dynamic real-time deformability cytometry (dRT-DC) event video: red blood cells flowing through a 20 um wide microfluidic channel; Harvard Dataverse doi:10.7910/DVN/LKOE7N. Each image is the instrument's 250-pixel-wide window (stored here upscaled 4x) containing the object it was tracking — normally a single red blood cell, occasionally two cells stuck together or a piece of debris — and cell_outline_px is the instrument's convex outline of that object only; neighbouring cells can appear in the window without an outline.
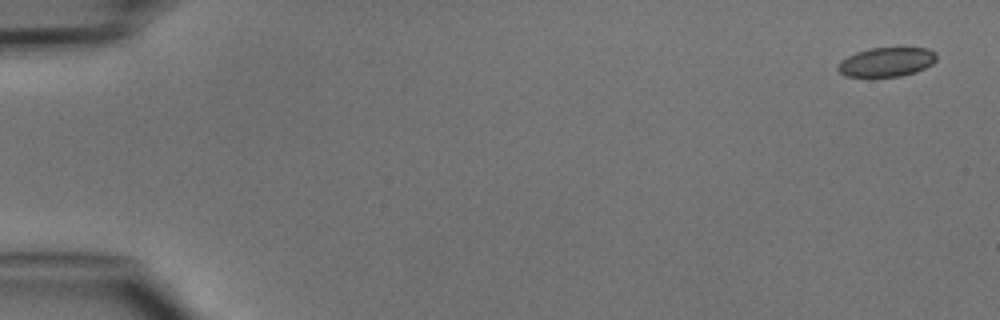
{"species": "common noctule bat (a hibernating species)", "species_latin": "Nyctalus noctula", "temperature_condition": "cold", "stored_images_in_passage": 6, "camera_frame_rate_fps": 3000, "um_per_image_px": 0.085, "animal": {"sex": "male", "body_mass_g": 15.6}, "frame": {"image": 1, "passage_image": 1, "time_ms": 0.0, "image_size_px": [1000, 320], "cell_outline_px": [[936, 60], [932, 64], [916, 72], [900, 76], [848, 76], [840, 72], [836, 68], [840, 60], [856, 52], [872, 48], [928, 48], [936, 52]], "centroid_in_image_um": [75.36, 5.26], "position_along_channel_um": 9.6, "area_um2": 16.65}}
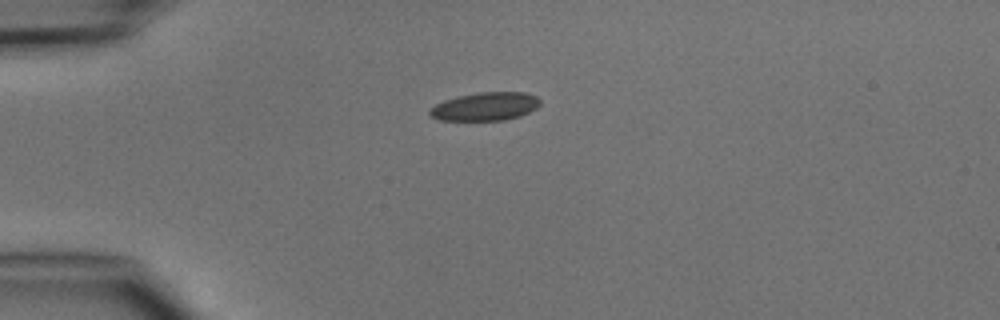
{"frame": {"image": 2, "passage_image": 4, "time_ms": 3.667, "image_size_px": [1000, 320], "cell_outline_px": [[540, 104], [536, 108], [520, 116], [504, 120], [440, 120], [432, 116], [428, 112], [436, 104], [444, 100], [456, 96], [480, 92], [524, 92], [536, 96], [540, 100]], "centroid_in_image_um": [41.26, 9.04], "position_along_channel_um": 43.7, "area_um2": 18.09}}